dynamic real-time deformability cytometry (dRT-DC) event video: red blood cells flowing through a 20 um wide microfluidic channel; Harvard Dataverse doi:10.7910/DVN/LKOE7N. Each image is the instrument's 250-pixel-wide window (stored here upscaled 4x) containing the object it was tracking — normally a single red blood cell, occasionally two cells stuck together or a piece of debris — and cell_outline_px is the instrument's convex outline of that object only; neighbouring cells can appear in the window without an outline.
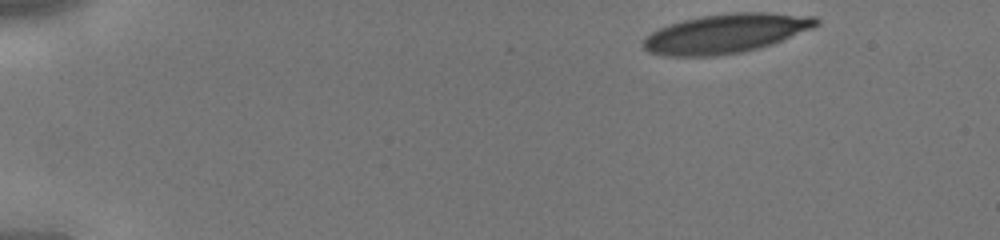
{"species": "human", "species_latin": "Homo sapiens", "temperature_condition": "cold", "stored_images_in_passage": 39, "camera_frame_rate_fps": 3000, "um_per_image_px": 0.085, "donor": {"sex": "male"}, "frame": {"image": 1, "passage_image": 1, "time_ms": 0.0, "image_size_px": [1000, 240], "cell_outline_px": [[820, 24], [812, 28], [772, 44], [760, 48], [740, 52], [712, 56], [664, 56], [648, 52], [644, 48], [640, 40], [644, 36], [668, 24], [684, 20], [704, 16], [732, 12], [768, 12], [816, 16], [820, 20]], "centroid_in_image_um": [61.68, 2.84], "position_along_channel_um": 23.3, "area_um2": 39.65}}
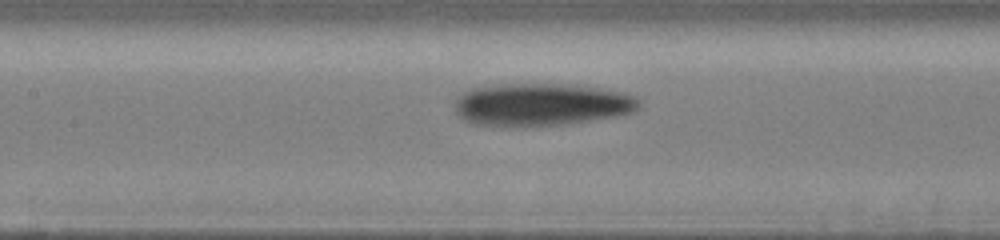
{"frame": {"image": 2, "passage_image": 17, "time_ms": 5.333, "image_size_px": [1000, 240], "cell_outline_px": [[640, 108], [632, 112], [616, 116], [592, 120], [564, 124], [472, 124], [464, 120], [456, 112], [456, 96], [460, 92], [472, 88], [504, 84], [572, 84], [620, 92], [640, 96]], "centroid_in_image_um": [46.05, 8.85], "position_along_channel_um": 161.3, "area_um2": 45.08}}
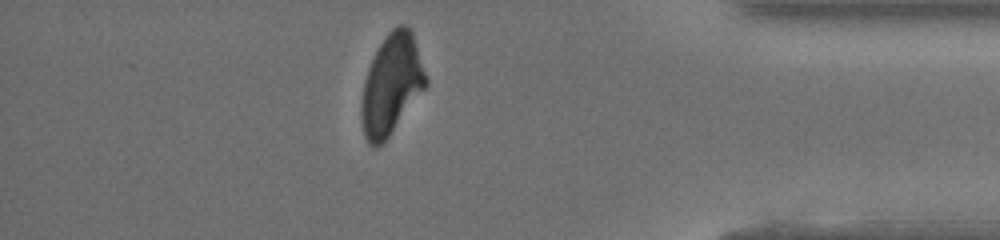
{"frame": {"image": 3, "passage_image": 34, "time_ms": 11.0, "image_size_px": [1000, 240], "cell_outline_px": [[428, 84], [388, 136], [376, 148], [368, 144], [364, 136], [360, 112], [360, 108], [364, 80], [368, 68], [380, 44], [388, 32], [396, 24], [404, 24], [412, 32], [428, 80]], "centroid_in_image_um": [33.26, 7.17], "position_along_channel_um": 401.9, "area_um2": 37.17}}